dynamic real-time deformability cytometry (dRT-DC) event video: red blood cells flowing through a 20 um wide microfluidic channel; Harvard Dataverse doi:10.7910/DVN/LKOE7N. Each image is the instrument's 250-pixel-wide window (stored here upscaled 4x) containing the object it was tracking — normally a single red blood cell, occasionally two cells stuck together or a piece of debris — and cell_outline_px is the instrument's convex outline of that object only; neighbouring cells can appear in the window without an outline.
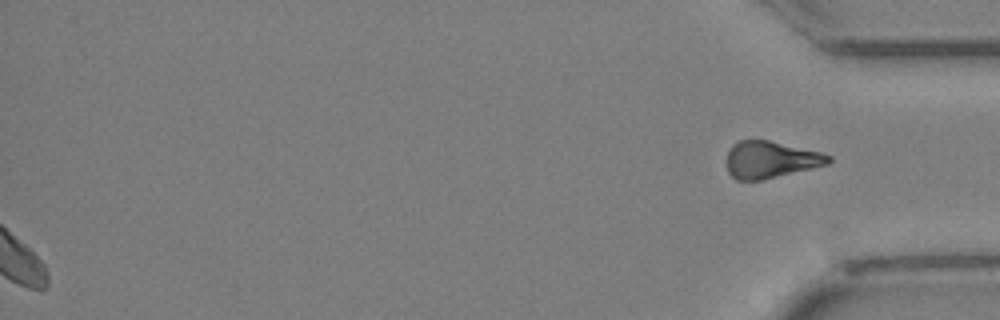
{"species": "Egyptian fruit bat (a non-hibernating species)", "species_latin": "Rousettus aegyptiacus", "temperature_condition": "cold", "stored_images_in_passage": 33, "segment_of_instrument_passage": [2, 2], "camera_frame_rate_fps": 3000, "um_per_image_px": 0.085, "animal": {"sex": "female"}, "frame": {"image": 1, "passage_image": 33, "time_ms": 10.667, "image_size_px": [1000, 320], "cell_outline_px": [[832, 160], [828, 164], [760, 180], [736, 180], [728, 172], [728, 152], [732, 144], [740, 140], [768, 140], [820, 152], [832, 156]], "centroid_in_image_um": [65.49, 13.56], "position_along_channel_um": 369.7, "area_um2": 21.56}}